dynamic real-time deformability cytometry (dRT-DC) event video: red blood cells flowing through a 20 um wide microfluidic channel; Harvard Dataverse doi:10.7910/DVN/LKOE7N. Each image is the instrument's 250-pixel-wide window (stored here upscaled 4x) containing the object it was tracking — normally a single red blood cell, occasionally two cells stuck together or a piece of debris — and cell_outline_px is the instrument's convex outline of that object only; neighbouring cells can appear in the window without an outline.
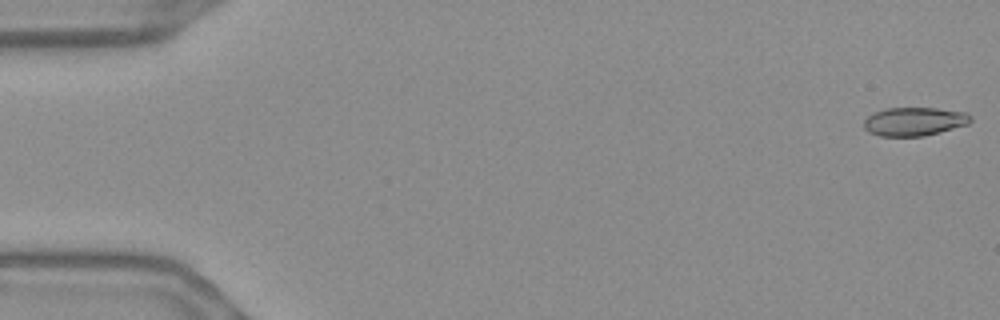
{"species": "Egyptian fruit bat (a non-hibernating species)", "species_latin": "Rousettus aegyptiacus", "temperature_condition": "warm", "stored_images_in_passage": 55, "camera_frame_rate_fps": 3000, "um_per_image_px": 0.085, "frame": {"image": 1, "passage_image": 1, "time_ms": 0.0, "image_size_px": [1000, 320], "cell_outline_px": [[972, 120], [968, 124], [940, 132], [924, 136], [880, 136], [868, 132], [864, 128], [864, 120], [872, 112], [884, 108], [936, 108], [968, 112], [972, 116]], "centroid_in_image_um": [77.72, 10.32], "position_along_channel_um": 7.3, "area_um2": 17.98}}
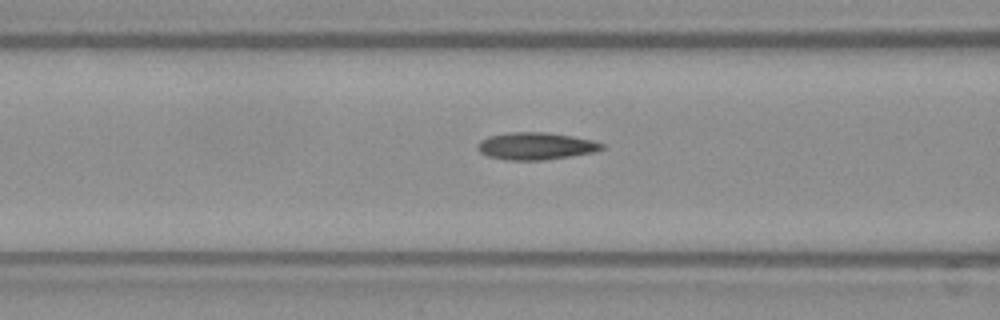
{"frame": {"image": 2, "passage_image": 22, "time_ms": 7.0, "image_size_px": [1000, 320], "cell_outline_px": [[604, 148], [592, 152], [572, 156], [544, 160], [508, 160], [488, 156], [480, 152], [476, 148], [476, 144], [480, 140], [488, 136], [508, 132], [548, 132], [572, 136], [592, 140], [604, 144]], "centroid_in_image_um": [45.5, 12.41], "position_along_channel_um": 121.1, "area_um2": 19.83}}
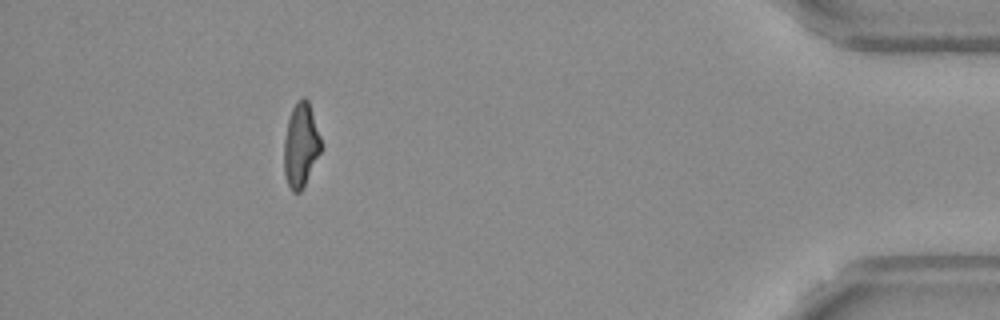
{"frame": {"image": 3, "passage_image": 50, "time_ms": 16.333, "image_size_px": [1000, 320], "cell_outline_px": [[324, 148], [300, 192], [292, 192], [288, 184], [284, 172], [284, 140], [288, 120], [292, 108], [304, 96], [308, 100]], "centroid_in_image_um": [25.59, 12.36], "position_along_channel_um": 409.6, "area_um2": 18.09}, "authors_computed_cell_mechanics": {"area_um2": 18.7272, "velocity_mm_per_s": 3.7041, "shape_relaxation_time_tau1_ms": null, "shape_relaxation_time_tau2_ms": 2.8266, "deformation_change_tau1": null, "deformation_change_tau2": 0.1013}}